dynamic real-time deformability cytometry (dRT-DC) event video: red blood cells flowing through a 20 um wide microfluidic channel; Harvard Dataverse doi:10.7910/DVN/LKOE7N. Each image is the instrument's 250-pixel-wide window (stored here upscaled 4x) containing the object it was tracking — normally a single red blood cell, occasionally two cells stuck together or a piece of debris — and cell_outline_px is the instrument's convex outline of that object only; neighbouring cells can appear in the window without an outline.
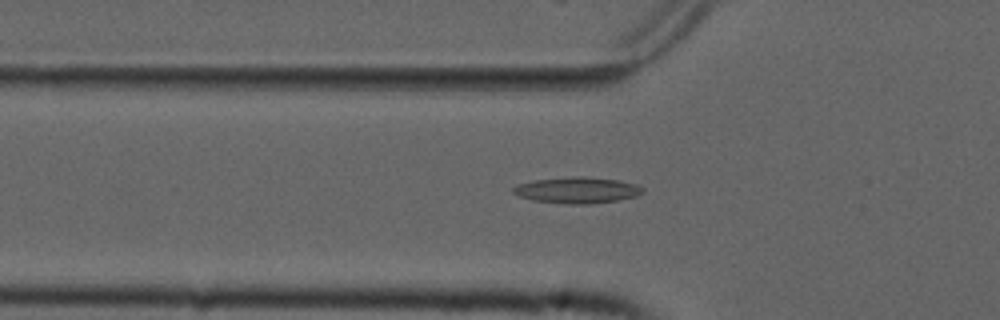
{"species": "common noctule bat (a hibernating species)", "species_latin": "Nyctalus noctula", "temperature_condition": "cold", "stored_images_in_passage": 46, "camera_frame_rate_fps": 3000, "um_per_image_px": 0.085, "animal": {"sex": "male", "forearm_length_mm": 52.5}, "frame": {"image": 1, "passage_image": 16, "time_ms": 5.0, "image_size_px": [1000, 320], "cell_outline_px": [[644, 192], [636, 196], [616, 200], [592, 204], [568, 204], [532, 200], [520, 196], [512, 192], [512, 188], [520, 184], [536, 180], [572, 176], [580, 176], [620, 180], [636, 184], [644, 188]], "centroid_in_image_um": [49.09, 16.16], "position_along_channel_um": 76.7, "area_um2": 19.65}}
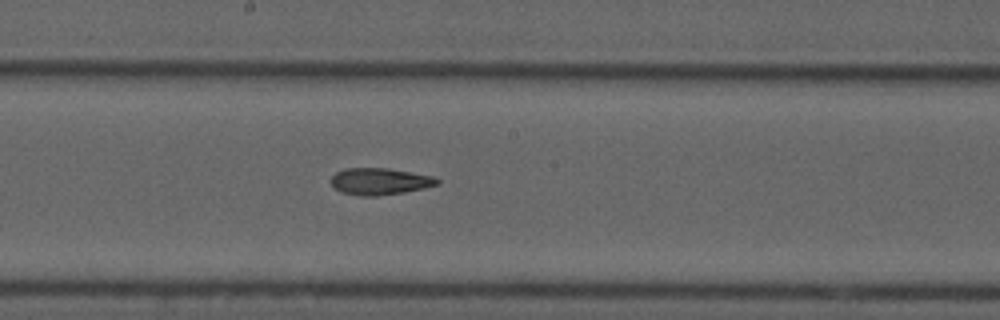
{"frame": {"image": 2, "passage_image": 27, "time_ms": 8.667, "image_size_px": [1000, 320], "cell_outline_px": [[440, 184], [424, 188], [404, 192], [376, 196], [360, 196], [340, 192], [328, 180], [336, 172], [344, 168], [388, 168], [432, 176], [440, 180]], "centroid_in_image_um": [32.26, 15.42], "position_along_channel_um": 215.9, "area_um2": 16.65}}
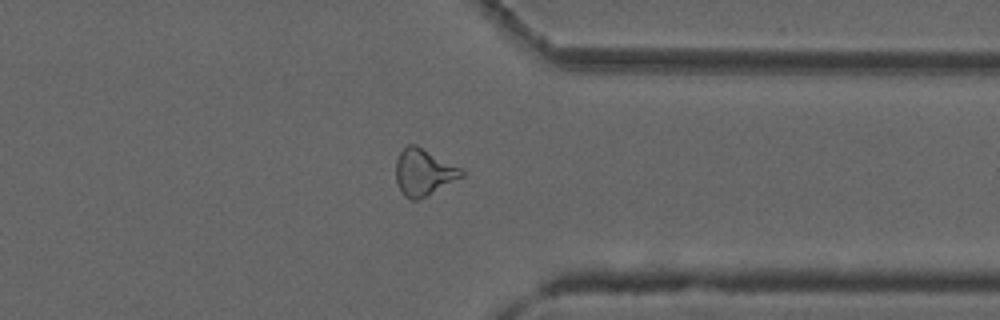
{"frame": {"image": 3, "passage_image": 40, "time_ms": 13.0, "image_size_px": [1000, 320], "cell_outline_px": [[464, 176], [416, 200], [408, 200], [404, 196], [396, 180], [396, 160], [400, 152], [408, 144], [416, 144], [460, 168], [464, 172]], "centroid_in_image_um": [35.98, 14.63], "position_along_channel_um": 375.4, "area_um2": 17.46}}